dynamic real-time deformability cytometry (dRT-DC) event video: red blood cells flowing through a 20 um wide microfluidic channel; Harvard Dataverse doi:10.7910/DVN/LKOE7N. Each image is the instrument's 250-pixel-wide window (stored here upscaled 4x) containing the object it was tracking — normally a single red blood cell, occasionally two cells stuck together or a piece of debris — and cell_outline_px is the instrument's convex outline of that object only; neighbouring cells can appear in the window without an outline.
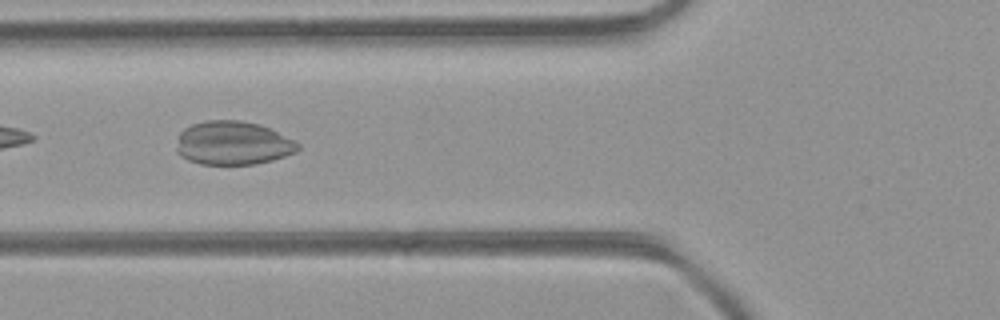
{"species": "common noctule bat (a hibernating species)", "species_latin": "Nyctalus noctula", "temperature_condition": "room temperature", "stored_images_in_passage": 8, "camera_frame_rate_fps": 3000, "um_per_image_px": 0.085, "animal": {"sex": "female", "body_mass_g": 21.9}, "frame": {"image": 1, "passage_image": 5, "time_ms": 1.333, "image_size_px": [1000, 320], "cell_outline_px": [[300, 148], [296, 152], [272, 160], [256, 164], [200, 164], [188, 160], [180, 156], [176, 152], [176, 148], [180, 132], [184, 128], [192, 124], [208, 120], [240, 120], [260, 124], [300, 144]], "centroid_in_image_um": [19.76, 12.16], "position_along_channel_um": 106.0, "area_um2": 30.81}}